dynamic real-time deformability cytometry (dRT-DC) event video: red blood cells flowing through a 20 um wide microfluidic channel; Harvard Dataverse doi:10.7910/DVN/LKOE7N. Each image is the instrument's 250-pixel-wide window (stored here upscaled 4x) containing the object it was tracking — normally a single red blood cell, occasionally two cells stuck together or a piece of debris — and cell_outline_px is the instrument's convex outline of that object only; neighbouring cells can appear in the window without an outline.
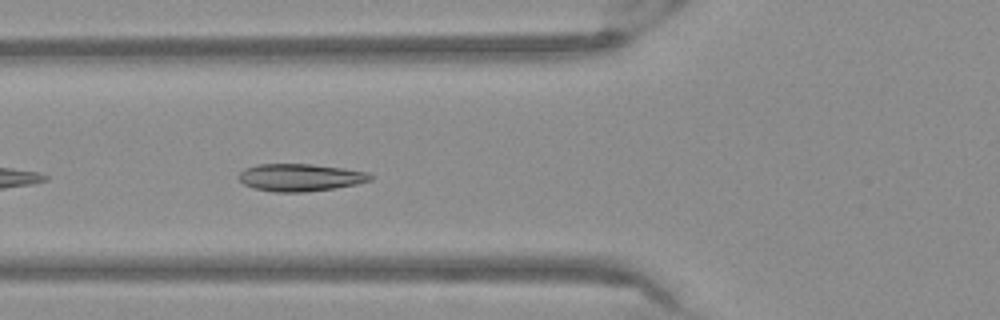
{"species": "Egyptian fruit bat (a non-hibernating species)", "species_latin": "Rousettus aegyptiacus", "temperature_condition": "warm", "stored_images_in_passage": 38, "camera_frame_rate_fps": 3000, "um_per_image_px": 0.085, "frame": {"image": 1, "passage_image": 5, "time_ms": 1.333, "image_size_px": [1000, 320], "cell_outline_px": [[372, 180], [356, 184], [332, 188], [304, 192], [272, 192], [256, 188], [244, 184], [236, 176], [244, 168], [260, 164], [312, 164], [368, 172], [372, 176]], "centroid_in_image_um": [25.48, 15.08], "position_along_channel_um": 100.3, "area_um2": 20.87}}
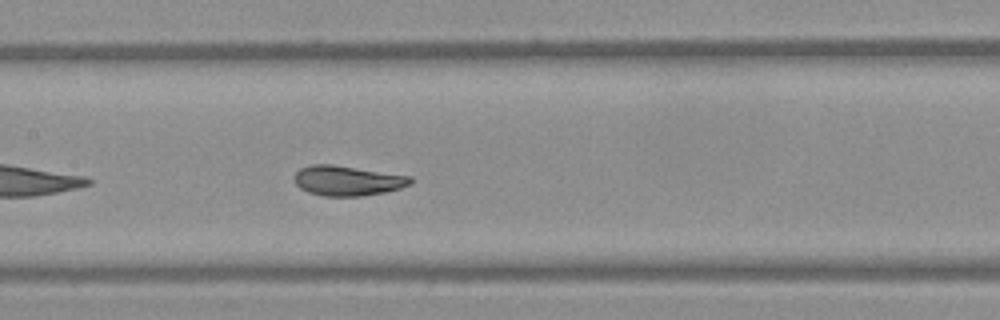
{"frame": {"image": 2, "passage_image": 11, "time_ms": 3.333, "image_size_px": [1000, 320], "cell_outline_px": [[412, 184], [400, 188], [384, 192], [360, 196], [324, 196], [308, 192], [300, 188], [292, 180], [292, 176], [300, 168], [312, 164], [332, 164], [412, 176]], "centroid_in_image_um": [29.5, 15.35], "position_along_channel_um": 177.9, "area_um2": 20.46}}
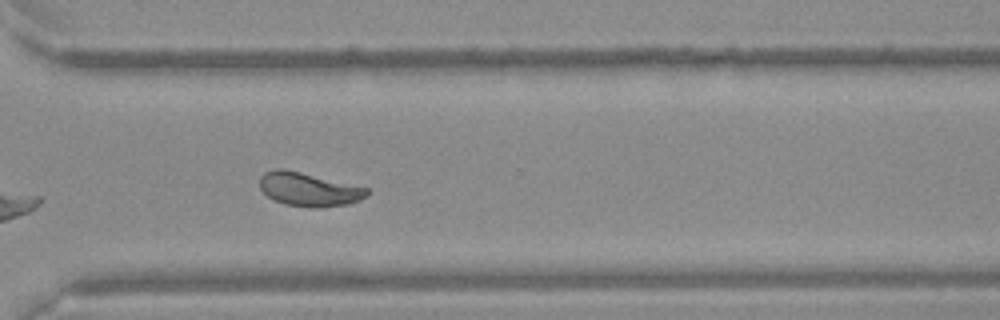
{"frame": {"image": 3, "passage_image": 24, "time_ms": 7.667, "image_size_px": [1000, 320], "cell_outline_px": [[368, 196], [360, 200], [348, 204], [316, 208], [308, 208], [284, 204], [272, 200], [260, 188], [260, 176], [264, 172], [276, 168], [284, 168], [368, 188]], "centroid_in_image_um": [26.22, 16.1], "position_along_channel_um": 344.4, "area_um2": 21.15}}